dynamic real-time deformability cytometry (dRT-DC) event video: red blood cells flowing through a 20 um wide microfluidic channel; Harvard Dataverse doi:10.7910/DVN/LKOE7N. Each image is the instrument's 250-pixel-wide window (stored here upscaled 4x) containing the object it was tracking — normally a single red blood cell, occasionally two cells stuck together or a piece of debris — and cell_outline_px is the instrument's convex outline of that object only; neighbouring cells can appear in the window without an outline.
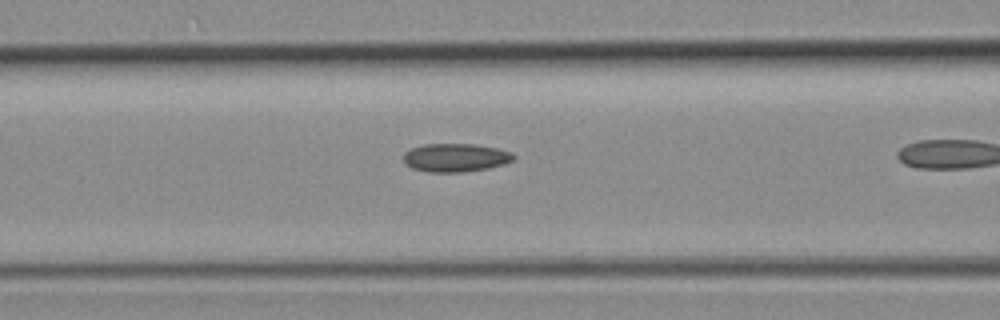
{"species": "common noctule bat (a hibernating species)", "species_latin": "Nyctalus noctula", "temperature_condition": "room temperature", "stored_images_in_passage": 20, "camera_frame_rate_fps": 3000, "um_per_image_px": 0.085, "animal": {"sex": "female", "body_mass_g": 19.3, "forearm_length_mm": 54.1}, "frame": {"image": 1, "passage_image": 6, "time_ms": 1.667, "image_size_px": [1000, 320], "cell_outline_px": [[516, 156], [512, 160], [504, 164], [488, 168], [464, 172], [428, 172], [412, 168], [404, 164], [404, 152], [412, 148], [424, 144], [472, 144], [496, 148], [512, 152]], "centroid_in_image_um": [38.7, 13.4], "position_along_channel_um": 127.9, "area_um2": 18.21}}